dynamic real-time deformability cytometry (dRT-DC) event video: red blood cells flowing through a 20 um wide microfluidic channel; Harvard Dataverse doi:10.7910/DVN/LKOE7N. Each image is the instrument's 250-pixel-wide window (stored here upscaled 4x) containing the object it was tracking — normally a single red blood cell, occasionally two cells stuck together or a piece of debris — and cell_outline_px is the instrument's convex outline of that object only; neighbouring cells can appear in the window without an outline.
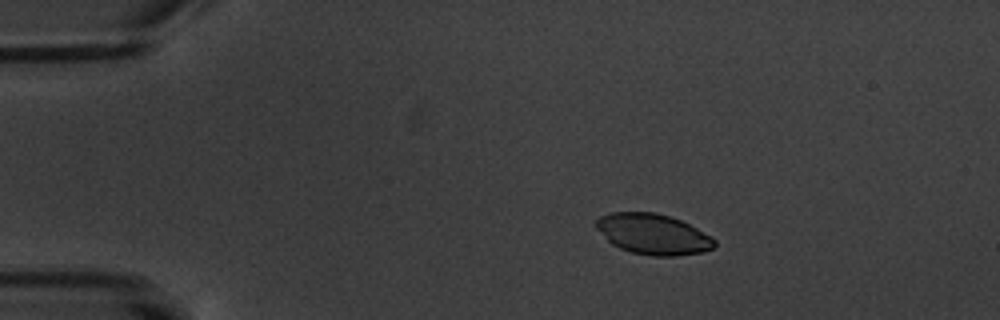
{"species": "common noctule bat (a hibernating species)", "species_latin": "Nyctalus noctula", "temperature_condition": "warm", "stored_images_in_passage": 4, "camera_frame_rate_fps": 3000, "um_per_image_px": 0.085, "animal": {"sex": "male", "body_mass_g": 20.1, "forearm_length_mm": 53.5}, "frame": {"image": 1, "passage_image": 2, "time_ms": 2.333, "image_size_px": [1000, 320], "cell_outline_px": [[716, 244], [712, 248], [704, 252], [676, 256], [652, 256], [632, 252], [620, 248], [612, 244], [596, 228], [596, 220], [600, 216], [612, 212], [656, 212], [680, 220], [712, 236], [716, 240]], "centroid_in_image_um": [55.53, 19.9], "position_along_channel_um": 29.5, "area_um2": 27.92}}